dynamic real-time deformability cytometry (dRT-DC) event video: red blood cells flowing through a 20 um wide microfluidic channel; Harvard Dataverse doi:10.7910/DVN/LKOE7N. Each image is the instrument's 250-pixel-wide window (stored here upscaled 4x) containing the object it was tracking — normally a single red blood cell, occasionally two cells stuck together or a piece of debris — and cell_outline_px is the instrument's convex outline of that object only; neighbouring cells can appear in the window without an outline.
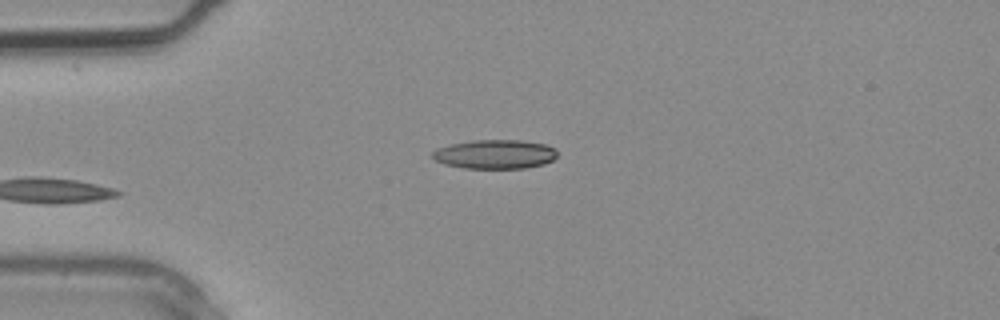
{"species": "common noctule bat (a hibernating species)", "species_latin": "Nyctalus noctula", "temperature_condition": "warm", "stored_images_in_passage": 3, "camera_frame_rate_fps": 3000, "um_per_image_px": 0.085, "animal": {"sex": "male", "body_mass_g": 20.4}, "frame": {"image": 1, "passage_image": 3, "time_ms": 0.667, "image_size_px": [1000, 320], "cell_outline_px": [[556, 156], [552, 160], [544, 164], [524, 168], [464, 168], [444, 164], [436, 160], [432, 156], [432, 152], [436, 148], [452, 144], [472, 140], [524, 140], [548, 144], [556, 148]], "centroid_in_image_um": [42.1, 13.1], "position_along_channel_um": 42.9, "area_um2": 21.27}}